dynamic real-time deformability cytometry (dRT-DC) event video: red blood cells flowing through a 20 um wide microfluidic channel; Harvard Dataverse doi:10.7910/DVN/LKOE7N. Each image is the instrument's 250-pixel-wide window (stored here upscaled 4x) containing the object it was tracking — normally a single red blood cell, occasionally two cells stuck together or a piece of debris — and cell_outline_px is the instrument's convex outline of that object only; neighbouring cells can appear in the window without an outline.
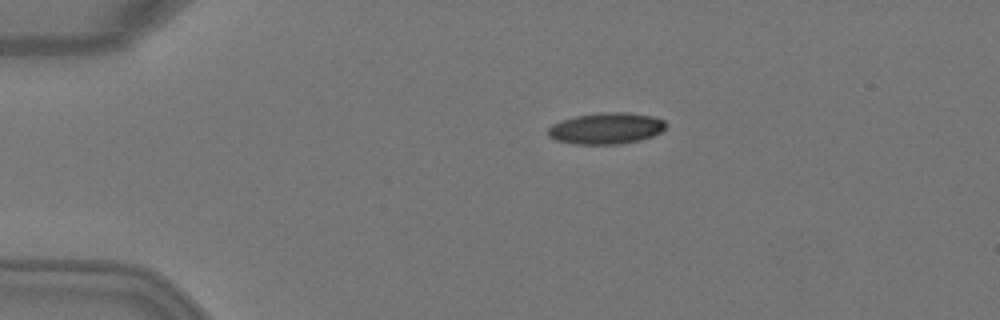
{"species": "Egyptian fruit bat (a non-hibernating species)", "species_latin": "Rousettus aegyptiacus", "temperature_condition": "warm", "stored_images_in_passage": 2, "camera_frame_rate_fps": 3000, "um_per_image_px": 0.085, "animal": {"sex": "female"}, "frame": {"image": 1, "passage_image": 1, "time_ms": 0.0, "image_size_px": [1000, 320], "cell_outline_px": [[668, 124], [660, 132], [652, 136], [640, 140], [620, 144], [572, 144], [556, 140], [548, 136], [548, 128], [552, 124], [560, 120], [576, 116], [600, 112], [624, 112], [652, 116], [664, 120]], "centroid_in_image_um": [51.51, 10.91], "position_along_channel_um": 33.5, "area_um2": 21.62}}